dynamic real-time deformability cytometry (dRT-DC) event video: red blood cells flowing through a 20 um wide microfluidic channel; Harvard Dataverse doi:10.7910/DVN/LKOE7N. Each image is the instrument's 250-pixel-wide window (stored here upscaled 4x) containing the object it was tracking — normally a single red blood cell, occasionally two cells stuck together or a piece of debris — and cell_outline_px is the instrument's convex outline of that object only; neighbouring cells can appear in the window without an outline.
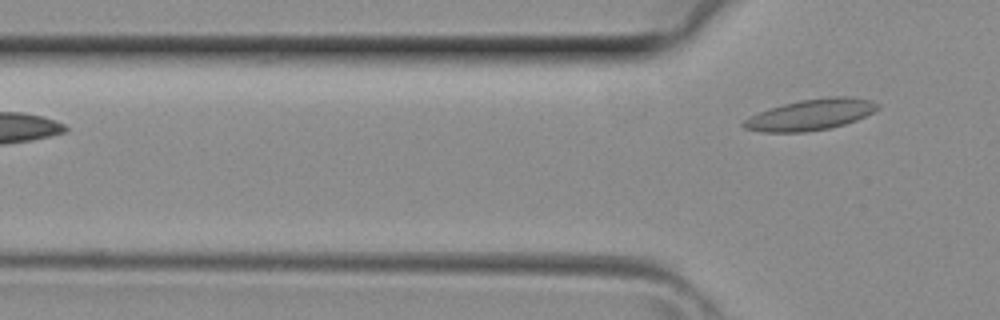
{"species": "common noctule bat (a hibernating species)", "species_latin": "Nyctalus noctula", "temperature_condition": "room temperature", "stored_images_in_passage": 2, "camera_frame_rate_fps": 3000, "um_per_image_px": 0.085, "animal": {"sex": "female", "body_mass_g": 29.2, "forearm_length_mm": 56.3}, "frame": {"image": 1, "passage_image": 2, "time_ms": 0.333, "image_size_px": [1000, 320], "cell_outline_px": [[880, 104], [872, 112], [856, 120], [844, 124], [828, 128], [804, 132], [764, 132], [744, 128], [740, 124], [748, 116], [784, 104], [800, 100], [828, 96], [852, 96], [872, 100]], "centroid_in_image_um": [68.9, 9.73], "position_along_channel_um": 56.9, "area_um2": 24.04}}